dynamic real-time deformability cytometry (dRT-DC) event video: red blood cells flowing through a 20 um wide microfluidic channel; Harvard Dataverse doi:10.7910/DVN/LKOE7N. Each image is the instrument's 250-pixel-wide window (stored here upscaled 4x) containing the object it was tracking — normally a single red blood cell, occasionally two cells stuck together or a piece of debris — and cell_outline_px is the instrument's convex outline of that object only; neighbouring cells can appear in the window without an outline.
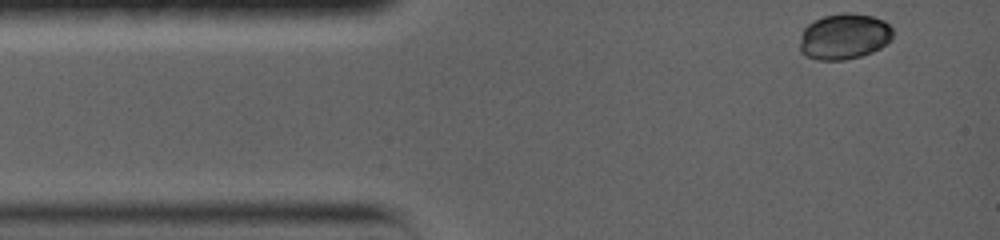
{"species": "common noctule bat (a hibernating species)", "species_latin": "Nyctalus noctula", "temperature_condition": "warm", "stored_images_in_passage": 8, "camera_frame_rate_fps": 5000, "um_per_image_px": 0.085, "animal": {"sex": "female", "body_mass_g": 19.0, "forearm_length_mm": 56.7}, "frame": {"image": 1, "passage_image": 1, "time_ms": 0.0, "image_size_px": [1000, 240], "cell_outline_px": [[892, 40], [880, 48], [872, 52], [860, 56], [844, 60], [816, 60], [800, 52], [800, 36], [804, 28], [812, 20], [824, 16], [844, 12], [848, 12], [872, 16], [884, 20], [892, 28]], "centroid_in_image_um": [71.74, 3.09], "position_along_channel_um": 13.3, "area_um2": 25.09}}
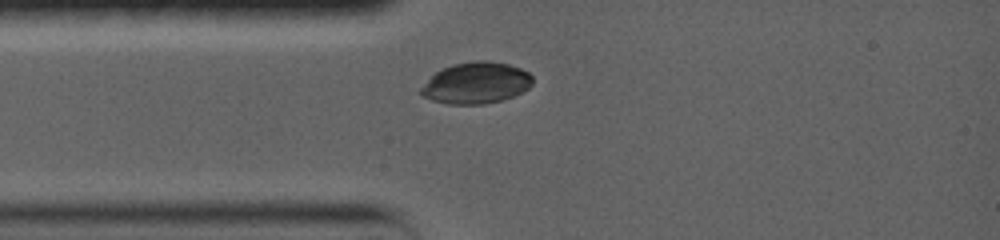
{"frame": {"image": 2, "passage_image": 4, "time_ms": 2.4, "image_size_px": [1000, 240], "cell_outline_px": [[532, 84], [528, 88], [512, 96], [500, 100], [484, 104], [448, 104], [432, 100], [424, 96], [420, 92], [420, 88], [436, 72], [452, 64], [476, 60], [488, 60], [508, 64], [520, 68], [528, 72], [532, 76]], "centroid_in_image_um": [40.47, 7.04], "position_along_channel_um": 44.5, "area_um2": 26.7}}
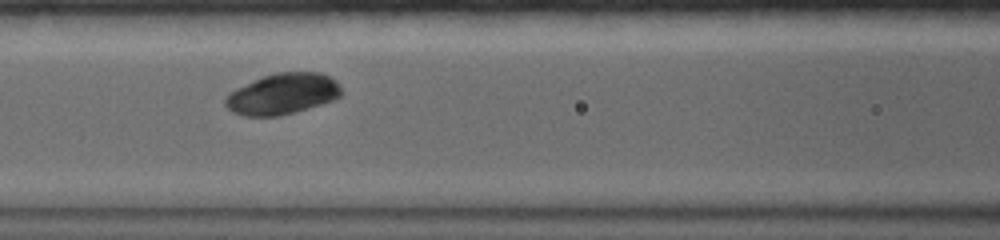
{"frame": {"image": 3, "passage_image": 7, "time_ms": 5.2, "image_size_px": [1000, 240], "cell_outline_px": [[340, 96], [332, 100], [320, 104], [280, 116], [244, 116], [232, 112], [224, 104], [224, 100], [228, 92], [236, 88], [264, 76], [276, 72], [320, 72], [336, 80], [340, 88]], "centroid_in_image_um": [23.98, 7.98], "position_along_channel_um": 142.6, "area_um2": 27.51}}